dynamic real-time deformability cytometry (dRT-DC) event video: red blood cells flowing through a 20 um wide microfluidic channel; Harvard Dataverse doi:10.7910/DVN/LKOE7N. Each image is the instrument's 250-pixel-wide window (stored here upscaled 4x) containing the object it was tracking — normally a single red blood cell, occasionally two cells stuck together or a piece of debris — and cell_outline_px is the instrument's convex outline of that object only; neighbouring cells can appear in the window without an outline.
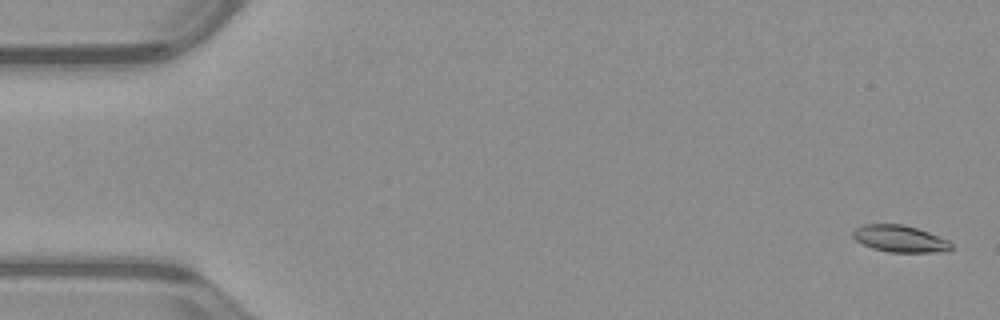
{"species": "common noctule bat (a hibernating species)", "species_latin": "Nyctalus noctula", "temperature_condition": "warm", "stored_images_in_passage": 53, "camera_frame_rate_fps": 3000, "um_per_image_px": 0.085, "animal": {"sex": "male", "body_mass_g": 23.1, "forearm_length_mm": 52.7}, "frame": {"image": 1, "passage_image": 2, "time_ms": 0.333, "image_size_px": [1000, 320], "cell_outline_px": [[952, 248], [948, 252], [888, 252], [872, 248], [856, 240], [852, 236], [852, 232], [856, 228], [864, 224], [904, 224], [928, 232], [948, 240], [952, 244]], "centroid_in_image_um": [76.51, 20.3], "position_along_channel_um": 8.5, "area_um2": 15.37}}
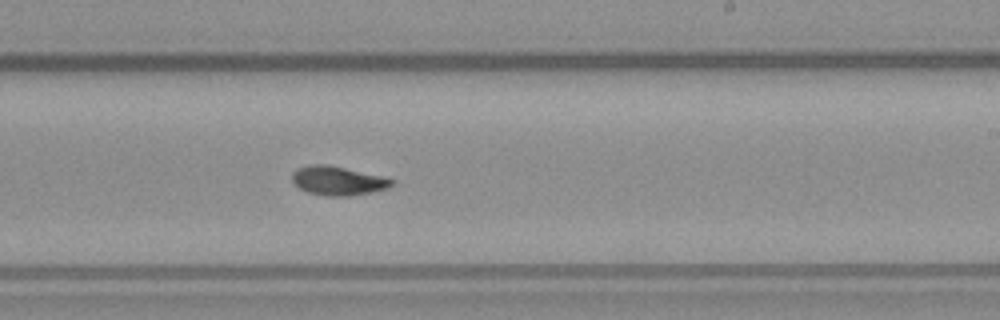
{"frame": {"image": 2, "passage_image": 32, "time_ms": 10.333, "image_size_px": [1000, 320], "cell_outline_px": [[396, 184], [388, 188], [348, 196], [328, 196], [308, 192], [300, 188], [292, 180], [292, 172], [296, 168], [308, 164], [328, 164], [380, 176], [396, 180]], "centroid_in_image_um": [28.71, 15.35], "position_along_channel_um": 260.3, "area_um2": 16.76}}
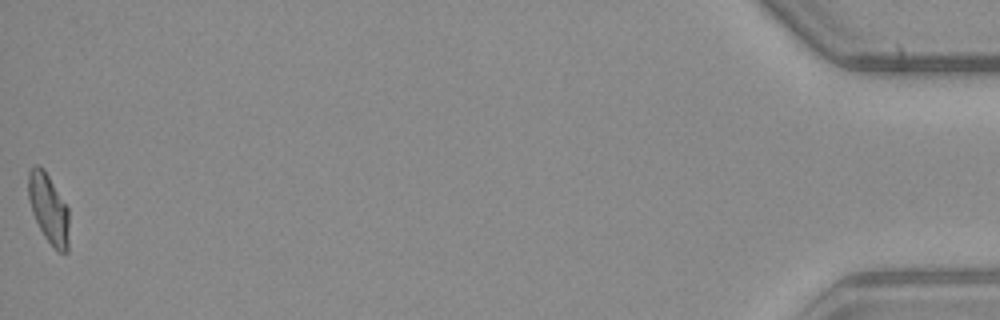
{"frame": {"image": 3, "passage_image": 53, "time_ms": 17.333, "image_size_px": [1000, 320], "cell_outline_px": [[68, 252], [60, 252], [44, 236], [32, 212], [28, 200], [28, 172], [36, 164], [44, 168], [68, 208]], "centroid_in_image_um": [4.12, 17.69], "position_along_channel_um": 431.1, "area_um2": 16.24}, "authors_computed_cell_mechanics": {"area_um2": 16.4152, "velocity_mm_per_s": 3.9604, "shape_relaxation_time_tau1_ms": 4.9974, "shape_relaxation_time_tau2_ms": 4.559, "deformation_change_tau1": 0.1717, "deformation_change_tau2": 0.0942}}